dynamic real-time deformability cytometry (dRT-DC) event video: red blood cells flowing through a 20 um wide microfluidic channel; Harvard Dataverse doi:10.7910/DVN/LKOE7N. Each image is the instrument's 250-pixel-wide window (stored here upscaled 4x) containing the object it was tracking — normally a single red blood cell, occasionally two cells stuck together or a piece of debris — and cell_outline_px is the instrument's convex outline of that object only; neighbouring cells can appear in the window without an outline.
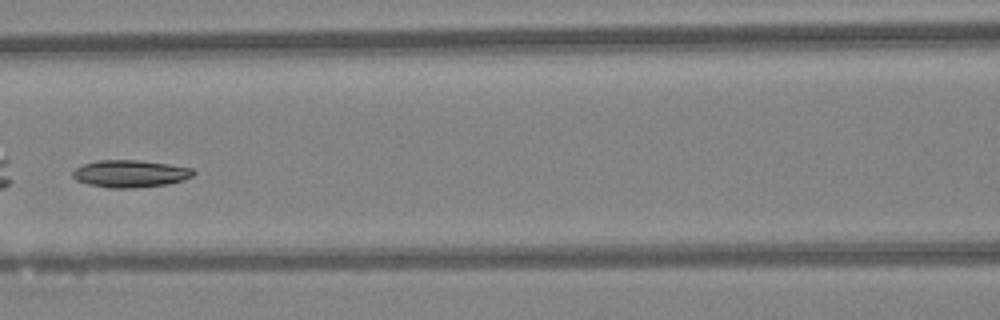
{"species": "Egyptian fruit bat (a non-hibernating species)", "species_latin": "Rousettus aegyptiacus", "temperature_condition": "warm", "stored_images_in_passage": 6, "camera_frame_rate_fps": 3000, "um_per_image_px": 0.085, "animal": {"sex": "female"}, "frame": {"image": 1, "passage_image": 6, "time_ms": 1.667, "image_size_px": [1000, 320], "cell_outline_px": [[196, 172], [192, 176], [184, 180], [168, 184], [132, 188], [108, 188], [88, 184], [76, 180], [72, 176], [72, 172], [76, 168], [84, 164], [96, 160], [136, 160], [168, 164], [192, 168]], "centroid_in_image_um": [11.06, 14.76], "position_along_channel_um": 155.5, "area_um2": 19.19}}